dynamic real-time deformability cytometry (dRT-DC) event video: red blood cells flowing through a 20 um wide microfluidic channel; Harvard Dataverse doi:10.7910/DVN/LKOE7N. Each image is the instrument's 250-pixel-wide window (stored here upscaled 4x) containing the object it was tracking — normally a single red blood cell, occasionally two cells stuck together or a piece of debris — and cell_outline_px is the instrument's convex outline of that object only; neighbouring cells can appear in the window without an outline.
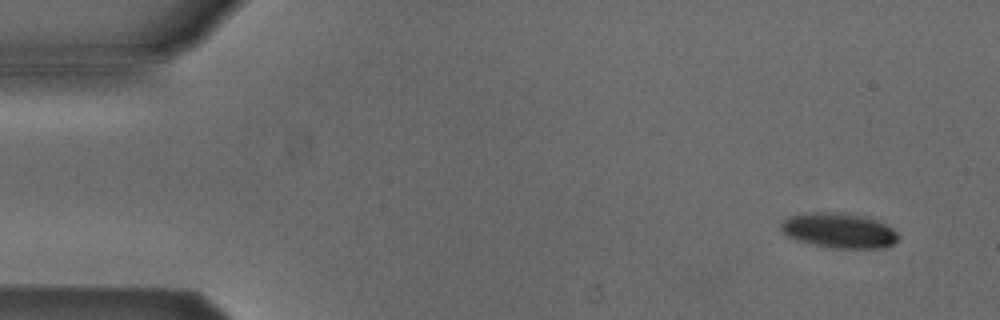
{"species": "Egyptian fruit bat (a non-hibernating species)", "species_latin": "Rousettus aegyptiacus", "temperature_condition": "cold", "stored_images_in_passage": 2, "segment_of_instrument_passage": [2, 2], "camera_frame_rate_fps": 3000, "um_per_image_px": 0.085, "animal": {"sex": "male"}, "frame": {"image": 1, "passage_image": 2, "time_ms": 0.333, "image_size_px": [1000, 320], "cell_outline_px": [[900, 236], [892, 244], [884, 248], [832, 248], [812, 244], [796, 240], [788, 236], [780, 228], [780, 224], [784, 220], [792, 216], [812, 212], [832, 212], [868, 216], [892, 228]], "centroid_in_image_um": [71.33, 19.6], "position_along_channel_um": 13.7, "area_um2": 23.81}}